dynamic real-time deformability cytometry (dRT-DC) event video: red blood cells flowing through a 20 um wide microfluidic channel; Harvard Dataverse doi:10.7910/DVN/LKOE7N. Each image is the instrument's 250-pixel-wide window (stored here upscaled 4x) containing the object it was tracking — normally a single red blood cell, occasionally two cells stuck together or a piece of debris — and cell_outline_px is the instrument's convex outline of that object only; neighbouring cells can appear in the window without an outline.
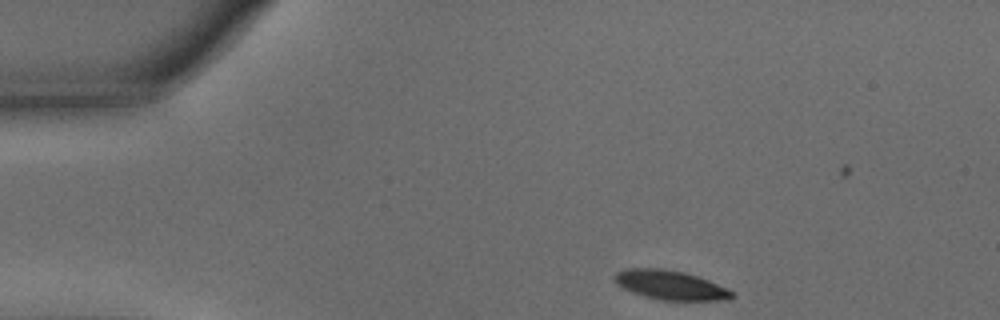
{"species": "common noctule bat (a hibernating species)", "species_latin": "Nyctalus noctula", "temperature_condition": "warm", "stored_images_in_passage": 38, "camera_frame_rate_fps": 3000, "um_per_image_px": 0.085, "animal": {"sex": "male", "body_mass_g": 15.6}, "frame": {"image": 1, "passage_image": 1, "time_ms": 0.0, "image_size_px": [1000, 320], "cell_outline_px": [[736, 296], [728, 300], [660, 300], [644, 296], [632, 292], [616, 284], [616, 272], [628, 268], [664, 268], [684, 272], [708, 280], [728, 288], [736, 292]], "centroid_in_image_um": [57.04, 24.23], "position_along_channel_um": 28.0, "area_um2": 20.06}}
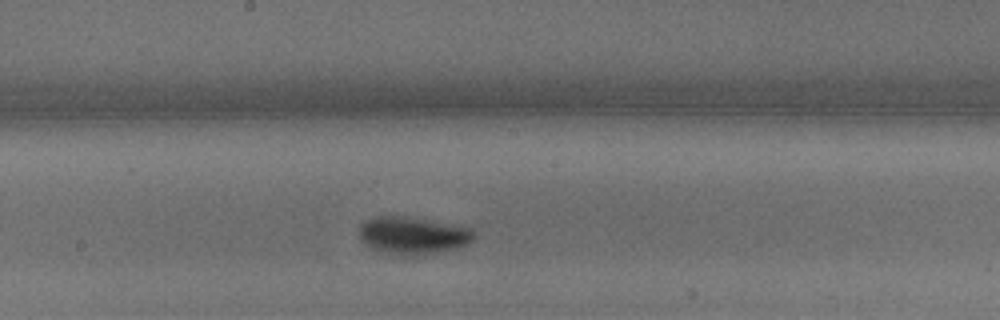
{"frame": {"image": 2, "passage_image": 22, "time_ms": 7.0, "image_size_px": [1000, 320], "cell_outline_px": [[476, 236], [468, 244], [456, 248], [420, 256], [388, 256], [372, 248], [360, 240], [360, 224], [364, 220], [376, 216], [404, 216], [468, 228]], "centroid_in_image_um": [35.01, 20.05], "position_along_channel_um": 213.2, "area_um2": 25.14}}
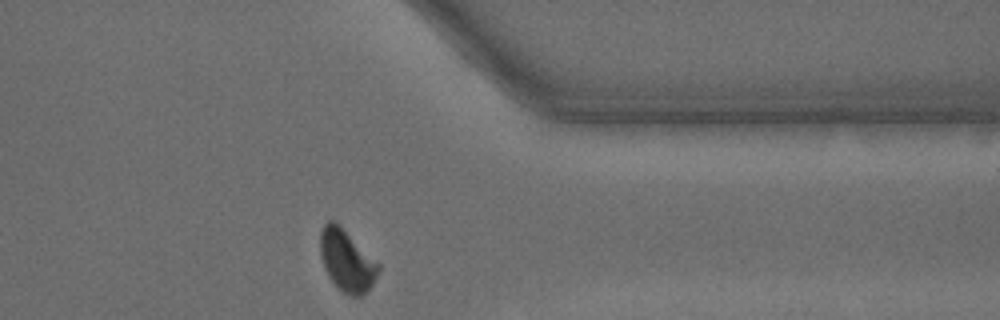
{"frame": {"image": 3, "passage_image": 37, "time_ms": 12.0, "image_size_px": [1000, 320], "cell_outline_px": [[380, 272], [372, 284], [360, 296], [348, 296], [328, 276], [324, 268], [320, 256], [320, 232], [324, 224], [328, 220], [332, 220], [340, 224], [380, 264]], "centroid_in_image_um": [29.47, 22.11], "position_along_channel_um": 381.9, "area_um2": 20.92}}